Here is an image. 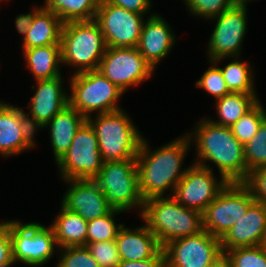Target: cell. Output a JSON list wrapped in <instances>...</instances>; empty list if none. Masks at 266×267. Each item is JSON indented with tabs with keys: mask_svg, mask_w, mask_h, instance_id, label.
I'll list each match as a JSON object with an SVG mask.
<instances>
[{
	"mask_svg": "<svg viewBox=\"0 0 266 267\" xmlns=\"http://www.w3.org/2000/svg\"><path fill=\"white\" fill-rule=\"evenodd\" d=\"M86 247L100 267H117L121 262L115 240L87 243Z\"/></svg>",
	"mask_w": 266,
	"mask_h": 267,
	"instance_id": "cell-36",
	"label": "cell"
},
{
	"mask_svg": "<svg viewBox=\"0 0 266 267\" xmlns=\"http://www.w3.org/2000/svg\"><path fill=\"white\" fill-rule=\"evenodd\" d=\"M207 267H232V265L228 256L223 253L219 258H217Z\"/></svg>",
	"mask_w": 266,
	"mask_h": 267,
	"instance_id": "cell-42",
	"label": "cell"
},
{
	"mask_svg": "<svg viewBox=\"0 0 266 267\" xmlns=\"http://www.w3.org/2000/svg\"><path fill=\"white\" fill-rule=\"evenodd\" d=\"M254 201L250 189L243 182L227 183L203 211V229L221 239Z\"/></svg>",
	"mask_w": 266,
	"mask_h": 267,
	"instance_id": "cell-8",
	"label": "cell"
},
{
	"mask_svg": "<svg viewBox=\"0 0 266 267\" xmlns=\"http://www.w3.org/2000/svg\"><path fill=\"white\" fill-rule=\"evenodd\" d=\"M213 170L192 164L177 183L172 197L184 207L203 213L207 206L227 185Z\"/></svg>",
	"mask_w": 266,
	"mask_h": 267,
	"instance_id": "cell-15",
	"label": "cell"
},
{
	"mask_svg": "<svg viewBox=\"0 0 266 267\" xmlns=\"http://www.w3.org/2000/svg\"><path fill=\"white\" fill-rule=\"evenodd\" d=\"M86 121V117L68 105L42 128L49 130L55 163L68 151L75 134Z\"/></svg>",
	"mask_w": 266,
	"mask_h": 267,
	"instance_id": "cell-22",
	"label": "cell"
},
{
	"mask_svg": "<svg viewBox=\"0 0 266 267\" xmlns=\"http://www.w3.org/2000/svg\"><path fill=\"white\" fill-rule=\"evenodd\" d=\"M19 261L17 259L12 258L8 262H4L0 264V267H12L14 264L18 263Z\"/></svg>",
	"mask_w": 266,
	"mask_h": 267,
	"instance_id": "cell-43",
	"label": "cell"
},
{
	"mask_svg": "<svg viewBox=\"0 0 266 267\" xmlns=\"http://www.w3.org/2000/svg\"><path fill=\"white\" fill-rule=\"evenodd\" d=\"M209 64H211L210 68H208L202 74L200 79L196 81L195 86H197V88L204 89V91L212 95L215 100H217L231 92L228 90L219 66H217V64L213 61H209Z\"/></svg>",
	"mask_w": 266,
	"mask_h": 267,
	"instance_id": "cell-35",
	"label": "cell"
},
{
	"mask_svg": "<svg viewBox=\"0 0 266 267\" xmlns=\"http://www.w3.org/2000/svg\"><path fill=\"white\" fill-rule=\"evenodd\" d=\"M162 250L166 267H207L223 254L220 239L204 229L195 235L174 239Z\"/></svg>",
	"mask_w": 266,
	"mask_h": 267,
	"instance_id": "cell-13",
	"label": "cell"
},
{
	"mask_svg": "<svg viewBox=\"0 0 266 267\" xmlns=\"http://www.w3.org/2000/svg\"><path fill=\"white\" fill-rule=\"evenodd\" d=\"M123 211L112 209L108 214L88 221L87 243L115 240L124 223H116L115 216Z\"/></svg>",
	"mask_w": 266,
	"mask_h": 267,
	"instance_id": "cell-29",
	"label": "cell"
},
{
	"mask_svg": "<svg viewBox=\"0 0 266 267\" xmlns=\"http://www.w3.org/2000/svg\"><path fill=\"white\" fill-rule=\"evenodd\" d=\"M109 4L125 8L128 11L145 15L150 12L151 0H106Z\"/></svg>",
	"mask_w": 266,
	"mask_h": 267,
	"instance_id": "cell-39",
	"label": "cell"
},
{
	"mask_svg": "<svg viewBox=\"0 0 266 267\" xmlns=\"http://www.w3.org/2000/svg\"><path fill=\"white\" fill-rule=\"evenodd\" d=\"M265 118L266 110L259 100L230 128L234 137L244 146L257 133L260 124Z\"/></svg>",
	"mask_w": 266,
	"mask_h": 267,
	"instance_id": "cell-30",
	"label": "cell"
},
{
	"mask_svg": "<svg viewBox=\"0 0 266 267\" xmlns=\"http://www.w3.org/2000/svg\"><path fill=\"white\" fill-rule=\"evenodd\" d=\"M143 225L135 229L123 225L119 230L115 242L121 260L140 261L150 259L162 249L156 236L145 224Z\"/></svg>",
	"mask_w": 266,
	"mask_h": 267,
	"instance_id": "cell-21",
	"label": "cell"
},
{
	"mask_svg": "<svg viewBox=\"0 0 266 267\" xmlns=\"http://www.w3.org/2000/svg\"><path fill=\"white\" fill-rule=\"evenodd\" d=\"M247 6L234 5L224 11L215 20V27L208 40L207 58L215 64L227 58L240 57L243 39L247 32ZM242 45V46H241Z\"/></svg>",
	"mask_w": 266,
	"mask_h": 267,
	"instance_id": "cell-11",
	"label": "cell"
},
{
	"mask_svg": "<svg viewBox=\"0 0 266 267\" xmlns=\"http://www.w3.org/2000/svg\"><path fill=\"white\" fill-rule=\"evenodd\" d=\"M252 1L254 0H233L234 5H237V6H247V4H249V2H252Z\"/></svg>",
	"mask_w": 266,
	"mask_h": 267,
	"instance_id": "cell-44",
	"label": "cell"
},
{
	"mask_svg": "<svg viewBox=\"0 0 266 267\" xmlns=\"http://www.w3.org/2000/svg\"><path fill=\"white\" fill-rule=\"evenodd\" d=\"M62 77L60 75L52 79L36 80V85L31 87L36 90L29 101V112H25V115L35 131L42 130L51 119L69 105V92L64 88Z\"/></svg>",
	"mask_w": 266,
	"mask_h": 267,
	"instance_id": "cell-17",
	"label": "cell"
},
{
	"mask_svg": "<svg viewBox=\"0 0 266 267\" xmlns=\"http://www.w3.org/2000/svg\"><path fill=\"white\" fill-rule=\"evenodd\" d=\"M117 267H166L165 254L161 249L153 258L140 261L121 260Z\"/></svg>",
	"mask_w": 266,
	"mask_h": 267,
	"instance_id": "cell-40",
	"label": "cell"
},
{
	"mask_svg": "<svg viewBox=\"0 0 266 267\" xmlns=\"http://www.w3.org/2000/svg\"><path fill=\"white\" fill-rule=\"evenodd\" d=\"M34 8L31 10L30 13L20 14L16 16L15 19V27L19 34L22 35V40L27 34L29 28L31 27L33 20H34Z\"/></svg>",
	"mask_w": 266,
	"mask_h": 267,
	"instance_id": "cell-41",
	"label": "cell"
},
{
	"mask_svg": "<svg viewBox=\"0 0 266 267\" xmlns=\"http://www.w3.org/2000/svg\"><path fill=\"white\" fill-rule=\"evenodd\" d=\"M243 183L250 189L255 201L266 205V166L249 172Z\"/></svg>",
	"mask_w": 266,
	"mask_h": 267,
	"instance_id": "cell-37",
	"label": "cell"
},
{
	"mask_svg": "<svg viewBox=\"0 0 266 267\" xmlns=\"http://www.w3.org/2000/svg\"><path fill=\"white\" fill-rule=\"evenodd\" d=\"M232 267H266V250L259 246L238 247L227 250Z\"/></svg>",
	"mask_w": 266,
	"mask_h": 267,
	"instance_id": "cell-32",
	"label": "cell"
},
{
	"mask_svg": "<svg viewBox=\"0 0 266 267\" xmlns=\"http://www.w3.org/2000/svg\"><path fill=\"white\" fill-rule=\"evenodd\" d=\"M97 70L124 93L149 80L155 71L136 47H106Z\"/></svg>",
	"mask_w": 266,
	"mask_h": 267,
	"instance_id": "cell-12",
	"label": "cell"
},
{
	"mask_svg": "<svg viewBox=\"0 0 266 267\" xmlns=\"http://www.w3.org/2000/svg\"><path fill=\"white\" fill-rule=\"evenodd\" d=\"M187 11L200 19L211 20L234 6L233 0H185Z\"/></svg>",
	"mask_w": 266,
	"mask_h": 267,
	"instance_id": "cell-34",
	"label": "cell"
},
{
	"mask_svg": "<svg viewBox=\"0 0 266 267\" xmlns=\"http://www.w3.org/2000/svg\"><path fill=\"white\" fill-rule=\"evenodd\" d=\"M60 44L62 64L76 69L73 74L97 70L106 50L95 20L63 23Z\"/></svg>",
	"mask_w": 266,
	"mask_h": 267,
	"instance_id": "cell-5",
	"label": "cell"
},
{
	"mask_svg": "<svg viewBox=\"0 0 266 267\" xmlns=\"http://www.w3.org/2000/svg\"><path fill=\"white\" fill-rule=\"evenodd\" d=\"M262 247L266 250V235L264 237V241H263Z\"/></svg>",
	"mask_w": 266,
	"mask_h": 267,
	"instance_id": "cell-45",
	"label": "cell"
},
{
	"mask_svg": "<svg viewBox=\"0 0 266 267\" xmlns=\"http://www.w3.org/2000/svg\"><path fill=\"white\" fill-rule=\"evenodd\" d=\"M26 66L33 74L34 80L52 79L62 75L61 44L23 49Z\"/></svg>",
	"mask_w": 266,
	"mask_h": 267,
	"instance_id": "cell-24",
	"label": "cell"
},
{
	"mask_svg": "<svg viewBox=\"0 0 266 267\" xmlns=\"http://www.w3.org/2000/svg\"><path fill=\"white\" fill-rule=\"evenodd\" d=\"M103 162L97 136L86 121L75 134L68 151L56 164L63 180H94Z\"/></svg>",
	"mask_w": 266,
	"mask_h": 267,
	"instance_id": "cell-10",
	"label": "cell"
},
{
	"mask_svg": "<svg viewBox=\"0 0 266 267\" xmlns=\"http://www.w3.org/2000/svg\"><path fill=\"white\" fill-rule=\"evenodd\" d=\"M104 162L136 159L143 135L123 109L87 117Z\"/></svg>",
	"mask_w": 266,
	"mask_h": 267,
	"instance_id": "cell-4",
	"label": "cell"
},
{
	"mask_svg": "<svg viewBox=\"0 0 266 267\" xmlns=\"http://www.w3.org/2000/svg\"><path fill=\"white\" fill-rule=\"evenodd\" d=\"M36 131L31 127L24 109L0 101V155L11 157L35 148Z\"/></svg>",
	"mask_w": 266,
	"mask_h": 267,
	"instance_id": "cell-16",
	"label": "cell"
},
{
	"mask_svg": "<svg viewBox=\"0 0 266 267\" xmlns=\"http://www.w3.org/2000/svg\"><path fill=\"white\" fill-rule=\"evenodd\" d=\"M144 15L100 0L95 21L103 33L106 47H137Z\"/></svg>",
	"mask_w": 266,
	"mask_h": 267,
	"instance_id": "cell-14",
	"label": "cell"
},
{
	"mask_svg": "<svg viewBox=\"0 0 266 267\" xmlns=\"http://www.w3.org/2000/svg\"><path fill=\"white\" fill-rule=\"evenodd\" d=\"M224 67H219L231 93L257 94L255 91L254 71L248 61L233 57Z\"/></svg>",
	"mask_w": 266,
	"mask_h": 267,
	"instance_id": "cell-28",
	"label": "cell"
},
{
	"mask_svg": "<svg viewBox=\"0 0 266 267\" xmlns=\"http://www.w3.org/2000/svg\"><path fill=\"white\" fill-rule=\"evenodd\" d=\"M259 101L257 94L229 93L216 100L218 119L208 118L211 122L231 127Z\"/></svg>",
	"mask_w": 266,
	"mask_h": 267,
	"instance_id": "cell-26",
	"label": "cell"
},
{
	"mask_svg": "<svg viewBox=\"0 0 266 267\" xmlns=\"http://www.w3.org/2000/svg\"><path fill=\"white\" fill-rule=\"evenodd\" d=\"M69 81V105L84 117L122 109L118 101L124 92L98 70L72 74Z\"/></svg>",
	"mask_w": 266,
	"mask_h": 267,
	"instance_id": "cell-6",
	"label": "cell"
},
{
	"mask_svg": "<svg viewBox=\"0 0 266 267\" xmlns=\"http://www.w3.org/2000/svg\"><path fill=\"white\" fill-rule=\"evenodd\" d=\"M174 31L165 18L151 13L145 19L137 49L143 58L154 68L168 56L176 43Z\"/></svg>",
	"mask_w": 266,
	"mask_h": 267,
	"instance_id": "cell-20",
	"label": "cell"
},
{
	"mask_svg": "<svg viewBox=\"0 0 266 267\" xmlns=\"http://www.w3.org/2000/svg\"><path fill=\"white\" fill-rule=\"evenodd\" d=\"M62 26V20L55 13L43 6H35L34 20L22 40V48L60 44Z\"/></svg>",
	"mask_w": 266,
	"mask_h": 267,
	"instance_id": "cell-23",
	"label": "cell"
},
{
	"mask_svg": "<svg viewBox=\"0 0 266 267\" xmlns=\"http://www.w3.org/2000/svg\"><path fill=\"white\" fill-rule=\"evenodd\" d=\"M13 258L12 240L10 236V220L0 222V264Z\"/></svg>",
	"mask_w": 266,
	"mask_h": 267,
	"instance_id": "cell-38",
	"label": "cell"
},
{
	"mask_svg": "<svg viewBox=\"0 0 266 267\" xmlns=\"http://www.w3.org/2000/svg\"><path fill=\"white\" fill-rule=\"evenodd\" d=\"M87 224L75 212L61 205L58 215L49 226L52 228L59 249L70 246H86Z\"/></svg>",
	"mask_w": 266,
	"mask_h": 267,
	"instance_id": "cell-25",
	"label": "cell"
},
{
	"mask_svg": "<svg viewBox=\"0 0 266 267\" xmlns=\"http://www.w3.org/2000/svg\"><path fill=\"white\" fill-rule=\"evenodd\" d=\"M10 236L13 258L30 267L47 264L59 249L52 228L41 223L10 220Z\"/></svg>",
	"mask_w": 266,
	"mask_h": 267,
	"instance_id": "cell-9",
	"label": "cell"
},
{
	"mask_svg": "<svg viewBox=\"0 0 266 267\" xmlns=\"http://www.w3.org/2000/svg\"><path fill=\"white\" fill-rule=\"evenodd\" d=\"M163 247L168 242L203 230L202 213L179 204L172 196L144 200L139 215Z\"/></svg>",
	"mask_w": 266,
	"mask_h": 267,
	"instance_id": "cell-3",
	"label": "cell"
},
{
	"mask_svg": "<svg viewBox=\"0 0 266 267\" xmlns=\"http://www.w3.org/2000/svg\"><path fill=\"white\" fill-rule=\"evenodd\" d=\"M246 168L249 172L266 166V118L257 133L244 145Z\"/></svg>",
	"mask_w": 266,
	"mask_h": 267,
	"instance_id": "cell-31",
	"label": "cell"
},
{
	"mask_svg": "<svg viewBox=\"0 0 266 267\" xmlns=\"http://www.w3.org/2000/svg\"><path fill=\"white\" fill-rule=\"evenodd\" d=\"M149 146L143 136L136 157L141 196L144 200L164 197L168 190L167 196H172L188 168L182 164L191 148L190 139L184 134L153 151Z\"/></svg>",
	"mask_w": 266,
	"mask_h": 267,
	"instance_id": "cell-1",
	"label": "cell"
},
{
	"mask_svg": "<svg viewBox=\"0 0 266 267\" xmlns=\"http://www.w3.org/2000/svg\"><path fill=\"white\" fill-rule=\"evenodd\" d=\"M195 125L192 132H187L191 145L196 147L193 163L214 170L211 162L217 166L220 178L228 183L244 182L248 177L244 146L234 137L231 128L217 125L207 117Z\"/></svg>",
	"mask_w": 266,
	"mask_h": 267,
	"instance_id": "cell-2",
	"label": "cell"
},
{
	"mask_svg": "<svg viewBox=\"0 0 266 267\" xmlns=\"http://www.w3.org/2000/svg\"><path fill=\"white\" fill-rule=\"evenodd\" d=\"M64 182L69 186L61 205L86 221L102 217L113 209L95 180L71 179Z\"/></svg>",
	"mask_w": 266,
	"mask_h": 267,
	"instance_id": "cell-18",
	"label": "cell"
},
{
	"mask_svg": "<svg viewBox=\"0 0 266 267\" xmlns=\"http://www.w3.org/2000/svg\"><path fill=\"white\" fill-rule=\"evenodd\" d=\"M266 235V205L254 201L246 213L220 239L223 253L238 247L263 244Z\"/></svg>",
	"mask_w": 266,
	"mask_h": 267,
	"instance_id": "cell-19",
	"label": "cell"
},
{
	"mask_svg": "<svg viewBox=\"0 0 266 267\" xmlns=\"http://www.w3.org/2000/svg\"><path fill=\"white\" fill-rule=\"evenodd\" d=\"M46 10L55 13L63 23L95 20L100 0H44Z\"/></svg>",
	"mask_w": 266,
	"mask_h": 267,
	"instance_id": "cell-27",
	"label": "cell"
},
{
	"mask_svg": "<svg viewBox=\"0 0 266 267\" xmlns=\"http://www.w3.org/2000/svg\"><path fill=\"white\" fill-rule=\"evenodd\" d=\"M59 250L56 267H100L86 246H70Z\"/></svg>",
	"mask_w": 266,
	"mask_h": 267,
	"instance_id": "cell-33",
	"label": "cell"
},
{
	"mask_svg": "<svg viewBox=\"0 0 266 267\" xmlns=\"http://www.w3.org/2000/svg\"><path fill=\"white\" fill-rule=\"evenodd\" d=\"M94 180L113 209L127 212L136 208L141 214L144 199L140 193L136 159L103 162Z\"/></svg>",
	"mask_w": 266,
	"mask_h": 267,
	"instance_id": "cell-7",
	"label": "cell"
}]
</instances>
